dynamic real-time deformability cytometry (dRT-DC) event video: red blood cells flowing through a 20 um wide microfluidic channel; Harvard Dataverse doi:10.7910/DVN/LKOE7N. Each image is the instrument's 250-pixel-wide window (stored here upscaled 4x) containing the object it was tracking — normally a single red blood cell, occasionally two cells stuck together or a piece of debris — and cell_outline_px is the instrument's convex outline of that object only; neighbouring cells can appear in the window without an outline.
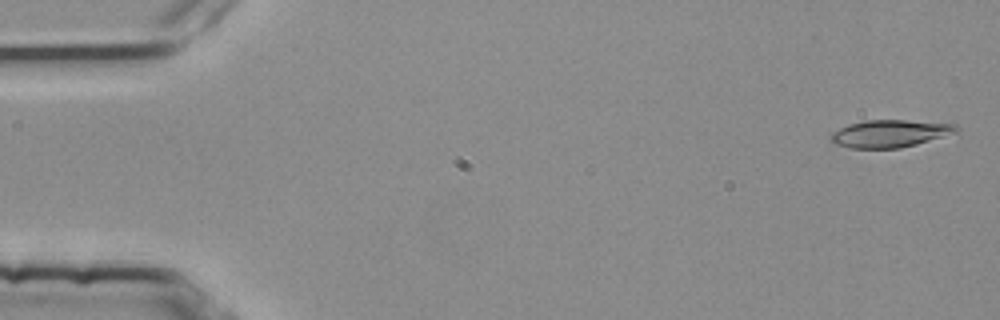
{"species": "common noctule bat (a hibernating species)", "species_latin": "Nyctalus noctula", "temperature_condition": "room temperature", "stored_images_in_passage": 4, "camera_frame_rate_fps": 3000, "um_per_image_px": 0.085, "animal": {"sex": "female", "body_mass_g": 25.1}, "frame": {"image": 1, "passage_image": 1, "time_ms": 0.0, "image_size_px": [1000, 320], "cell_outline_px": [[960, 132], [916, 144], [900, 148], [848, 148], [832, 144], [832, 132], [848, 124], [864, 120], [904, 120], [956, 124], [960, 128]], "centroid_in_image_um": [75.67, 11.35], "position_along_channel_um": 9.3, "area_um2": 20.17}}
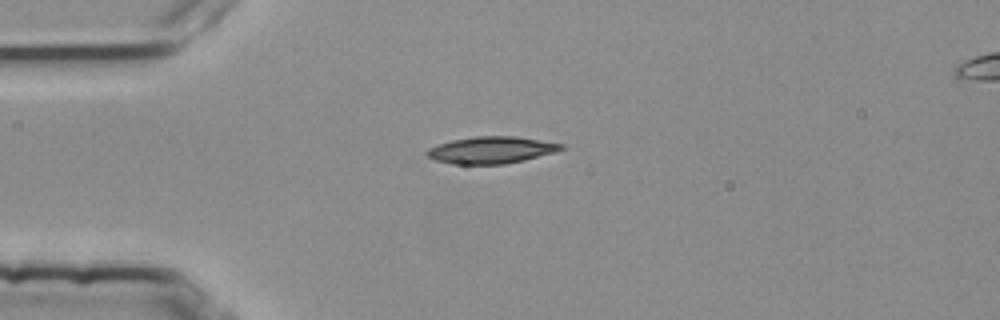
{"frame": {"image": 2, "passage_image": 3, "time_ms": 0.667, "image_size_px": [1000, 320], "cell_outline_px": [[564, 148], [556, 152], [524, 160], [504, 164], [460, 164], [436, 160], [428, 156], [428, 148], [452, 140], [476, 136], [512, 136], [564, 144]], "centroid_in_image_um": [41.8, 12.75], "position_along_channel_um": 43.2, "area_um2": 20.63}}